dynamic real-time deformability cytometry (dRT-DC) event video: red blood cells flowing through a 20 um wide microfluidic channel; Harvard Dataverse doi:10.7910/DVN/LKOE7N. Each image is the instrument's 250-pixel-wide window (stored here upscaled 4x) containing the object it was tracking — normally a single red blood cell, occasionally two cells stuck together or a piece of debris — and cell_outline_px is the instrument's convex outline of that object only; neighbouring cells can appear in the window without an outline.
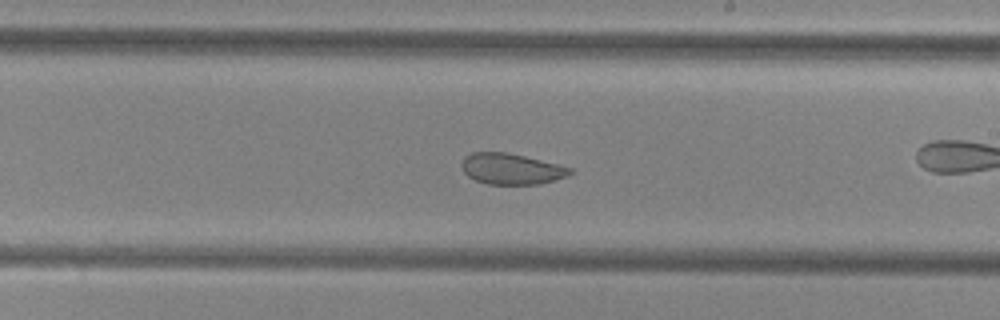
{"species": "common noctule bat (a hibernating species)", "species_latin": "Nyctalus noctula", "temperature_condition": "cold", "stored_images_in_passage": 52, "camera_frame_rate_fps": 3000, "um_per_image_px": 0.085, "animal": {"sex": "female", "body_mass_g": 29.2, "forearm_length_mm": 56.3}, "frame": {"image": 1, "passage_image": 30, "time_ms": 9.667, "image_size_px": [1000, 320], "cell_outline_px": [[572, 172], [568, 176], [556, 180], [540, 184], [488, 184], [476, 180], [468, 176], [464, 172], [460, 164], [464, 156], [472, 152], [508, 152], [572, 168]], "centroid_in_image_um": [43.44, 14.35], "position_along_channel_um": 245.6, "area_um2": 19.54}}